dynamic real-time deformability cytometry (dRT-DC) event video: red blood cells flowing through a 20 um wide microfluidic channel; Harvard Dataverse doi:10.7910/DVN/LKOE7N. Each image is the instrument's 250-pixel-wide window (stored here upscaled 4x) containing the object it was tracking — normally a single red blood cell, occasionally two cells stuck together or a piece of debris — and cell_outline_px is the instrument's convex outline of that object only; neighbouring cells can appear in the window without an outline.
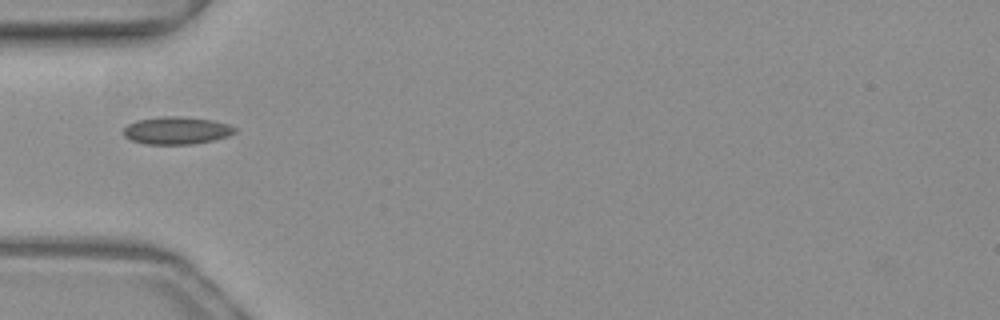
{"species": "common noctule bat (a hibernating species)", "species_latin": "Nyctalus noctula", "temperature_condition": "warm", "stored_images_in_passage": 34, "camera_frame_rate_fps": 3000, "um_per_image_px": 0.085, "animal": {"sex": "female", "body_mass_g": 19.3, "forearm_length_mm": 54.1}, "frame": {"image": 1, "passage_image": 1, "time_ms": 0.0, "image_size_px": [1000, 320], "cell_outline_px": [[236, 132], [228, 136], [212, 140], [192, 144], [144, 144], [132, 140], [124, 136], [124, 128], [128, 124], [136, 120], [164, 116], [180, 116], [212, 120], [228, 124], [236, 128]], "centroid_in_image_um": [15.0, 11.09], "position_along_channel_um": 70.0, "area_um2": 17.8}}
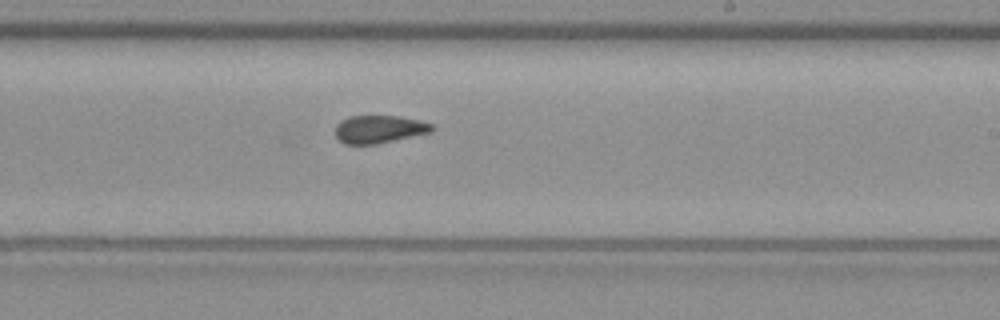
{"frame": {"image": 2, "passage_image": 15, "time_ms": 4.667, "image_size_px": [1000, 320], "cell_outline_px": [[436, 128], [432, 132], [376, 144], [344, 144], [336, 136], [336, 124], [340, 120], [348, 116], [400, 116], [420, 120], [432, 124]], "centroid_in_image_um": [32.25, 10.97], "position_along_channel_um": 256.8, "area_um2": 15.78}}
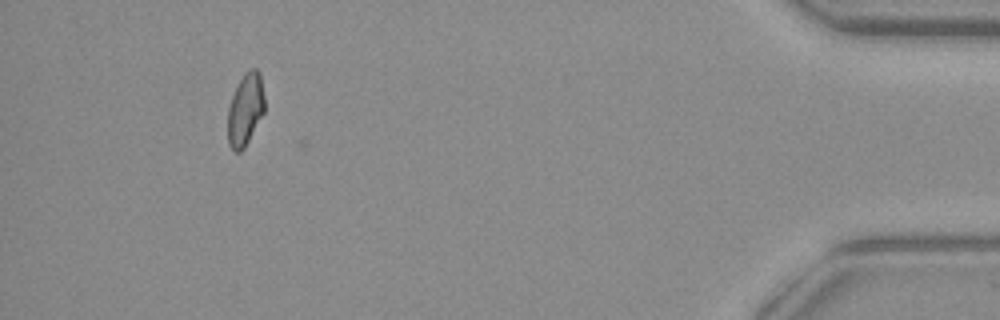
{"frame": {"image": 3, "passage_image": 32, "time_ms": 10.333, "image_size_px": [1000, 320], "cell_outline_px": [[264, 112], [244, 148], [240, 152], [236, 152], [228, 144], [228, 108], [232, 96], [244, 72], [248, 68], [256, 68], [260, 72], [264, 96]], "centroid_in_image_um": [20.86, 9.28], "position_along_channel_um": 414.3, "area_um2": 15.43}, "authors_computed_cell_mechanics": {"area_um2": 16.184, "velocity_mm_per_s": 3.9902, "shape_relaxation_time_tau1_ms": null, "shape_relaxation_time_tau2_ms": 1.2743, "deformation_change_tau1": null, "deformation_change_tau2": 0.0612}}